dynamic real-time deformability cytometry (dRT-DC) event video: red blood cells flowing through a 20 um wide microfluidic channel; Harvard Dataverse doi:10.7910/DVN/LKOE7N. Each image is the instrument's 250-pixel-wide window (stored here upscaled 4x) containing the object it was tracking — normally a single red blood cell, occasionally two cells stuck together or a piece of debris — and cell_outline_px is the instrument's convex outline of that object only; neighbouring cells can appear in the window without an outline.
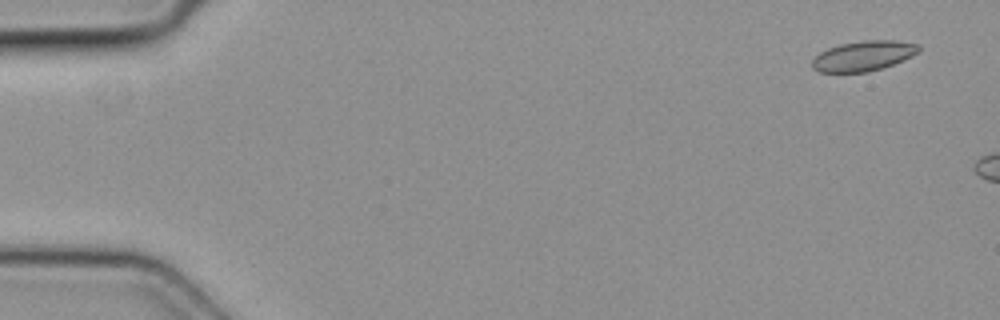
{"species": "common noctule bat (a hibernating species)", "species_latin": "Nyctalus noctula", "temperature_condition": "cold", "stored_images_in_passage": 4, "camera_frame_rate_fps": 3000, "um_per_image_px": 0.085, "animal": {"sex": "female", "body_mass_g": 19.3, "forearm_length_mm": 54.1}, "frame": {"image": 1, "passage_image": 1, "time_ms": 0.0, "image_size_px": [1000, 320], "cell_outline_px": [[920, 52], [904, 60], [868, 72], [820, 72], [812, 68], [812, 60], [820, 52], [828, 48], [840, 44], [864, 40], [896, 40], [920, 44]], "centroid_in_image_um": [73.42, 4.74], "position_along_channel_um": 11.6, "area_um2": 18.73}}